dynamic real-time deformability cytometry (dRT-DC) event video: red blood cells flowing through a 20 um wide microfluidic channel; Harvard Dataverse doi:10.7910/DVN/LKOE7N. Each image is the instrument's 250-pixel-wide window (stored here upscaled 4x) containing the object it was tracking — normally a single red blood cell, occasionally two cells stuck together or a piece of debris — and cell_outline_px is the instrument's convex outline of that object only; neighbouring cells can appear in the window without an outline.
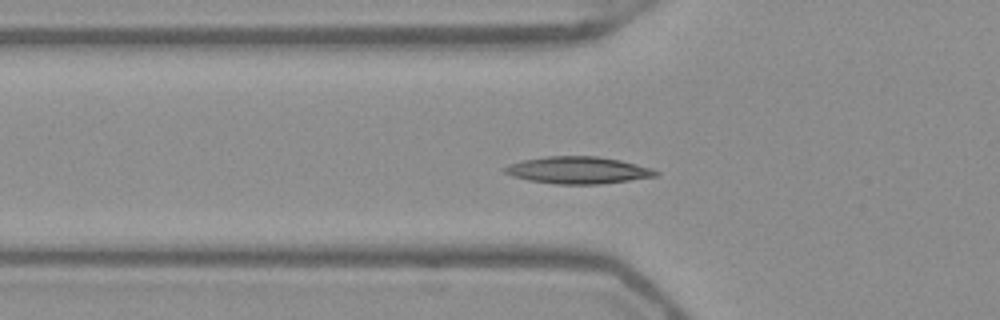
{"species": "Egyptian fruit bat (a non-hibernating species)", "species_latin": "Rousettus aegyptiacus", "temperature_condition": "warm", "stored_images_in_passage": 47, "segment_of_instrument_passage": [1, 2], "camera_frame_rate_fps": 3000, "um_per_image_px": 0.085, "frame": {"image": 1, "passage_image": 12, "time_ms": 3.667, "image_size_px": [1000, 320], "cell_outline_px": [[660, 172], [656, 176], [600, 184], [556, 184], [528, 180], [512, 176], [504, 172], [500, 168], [508, 164], [524, 160], [548, 156], [596, 156], [620, 160], [652, 168]], "centroid_in_image_um": [49.09, 14.46], "position_along_channel_um": 76.7, "area_um2": 23.76}}
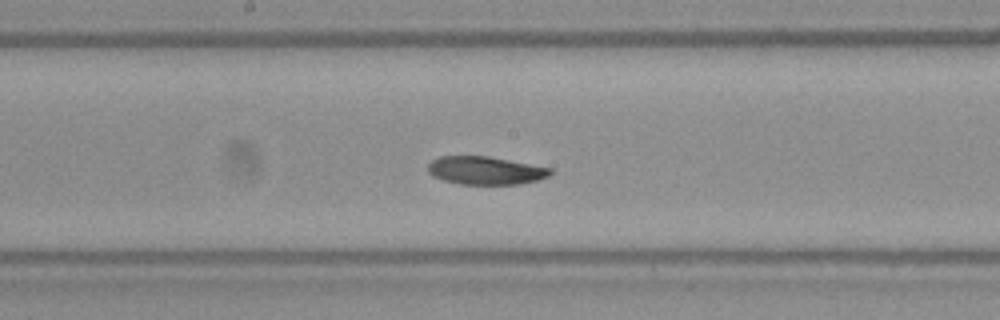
{"frame": {"image": 2, "passage_image": 22, "time_ms": 7.0, "image_size_px": [1000, 320], "cell_outline_px": [[552, 172], [548, 176], [536, 180], [520, 184], [460, 184], [444, 180], [432, 176], [428, 172], [428, 164], [432, 160], [440, 156], [488, 156], [552, 168]], "centroid_in_image_um": [41.24, 14.49], "position_along_channel_um": 207.0, "area_um2": 19.94}}
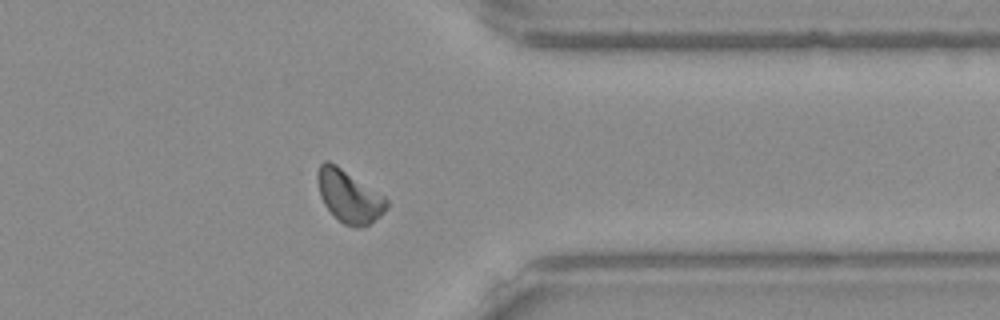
{"frame": {"image": 3, "passage_image": 36, "time_ms": 11.667, "image_size_px": [1000, 320], "cell_outline_px": [[388, 208], [380, 216], [368, 224], [356, 228], [344, 224], [324, 204], [320, 196], [316, 180], [316, 172], [320, 164], [324, 160], [328, 160], [336, 164], [384, 196], [388, 200]], "centroid_in_image_um": [29.65, 16.65], "position_along_channel_um": 381.8, "area_um2": 20.98}}